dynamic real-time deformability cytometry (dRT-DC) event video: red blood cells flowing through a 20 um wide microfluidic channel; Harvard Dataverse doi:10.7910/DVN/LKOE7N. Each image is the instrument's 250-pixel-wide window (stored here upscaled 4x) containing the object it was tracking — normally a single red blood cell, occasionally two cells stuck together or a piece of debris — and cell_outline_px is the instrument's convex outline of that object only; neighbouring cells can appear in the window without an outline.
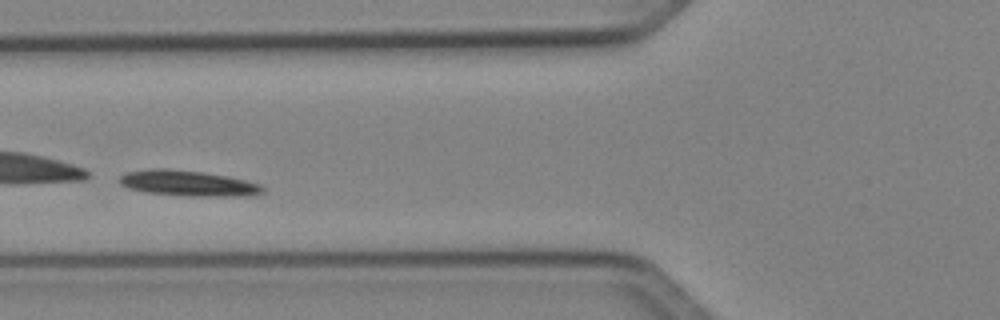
{"species": "Egyptian fruit bat (a non-hibernating species)", "species_latin": "Rousettus aegyptiacus", "temperature_condition": "cold", "stored_images_in_passage": 43, "segment_of_instrument_passage": [1, 2], "camera_frame_rate_fps": 3000, "um_per_image_px": 0.085, "animal": {"sex": "female"}, "frame": {"image": 1, "passage_image": 10, "time_ms": 3.0, "image_size_px": [1000, 320], "cell_outline_px": [[264, 192], [252, 196], [192, 196], [144, 192], [128, 188], [120, 184], [116, 180], [120, 176], [128, 172], [148, 168], [168, 168], [204, 172], [228, 176], [248, 180], [260, 184], [264, 188]], "centroid_in_image_um": [15.99, 15.57], "position_along_channel_um": 109.8, "area_um2": 21.73}}
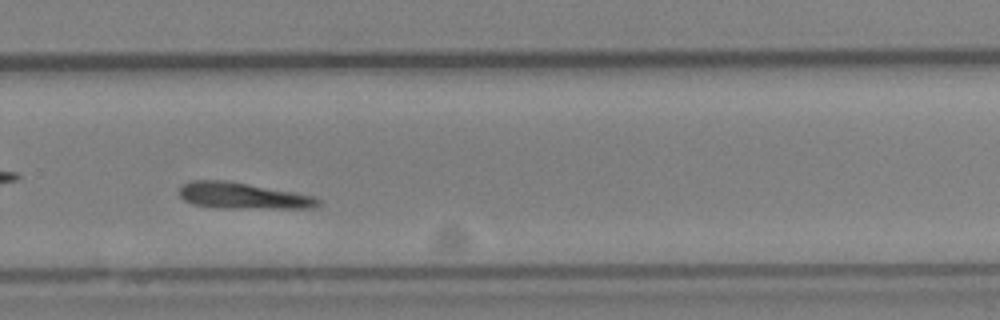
{"frame": {"image": 2, "passage_image": 26, "time_ms": 8.333, "image_size_px": [1000, 320], "cell_outline_px": [[324, 200], [316, 208], [216, 208], [192, 204], [184, 200], [180, 196], [180, 188], [184, 184], [192, 180], [228, 180], [292, 192], [312, 196]], "centroid_in_image_um": [20.65, 16.65], "position_along_channel_um": 309.2, "area_um2": 21.27}}
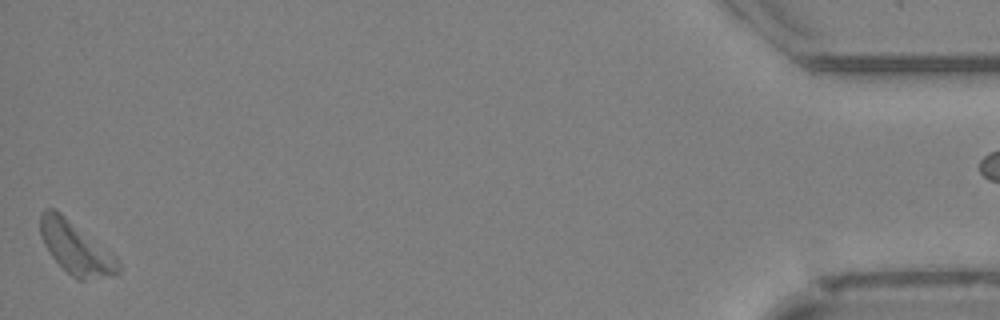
{"frame": {"image": 3, "passage_image": 42, "time_ms": 13.667, "image_size_px": [1000, 320], "cell_outline_px": [[120, 272], [116, 276], [84, 280], [76, 280], [52, 256], [44, 244], [40, 232], [40, 212], [44, 208], [52, 208], [60, 212], [116, 256], [120, 260]], "centroid_in_image_um": [6.47, 21.09], "position_along_channel_um": 428.7, "area_um2": 23.81}}